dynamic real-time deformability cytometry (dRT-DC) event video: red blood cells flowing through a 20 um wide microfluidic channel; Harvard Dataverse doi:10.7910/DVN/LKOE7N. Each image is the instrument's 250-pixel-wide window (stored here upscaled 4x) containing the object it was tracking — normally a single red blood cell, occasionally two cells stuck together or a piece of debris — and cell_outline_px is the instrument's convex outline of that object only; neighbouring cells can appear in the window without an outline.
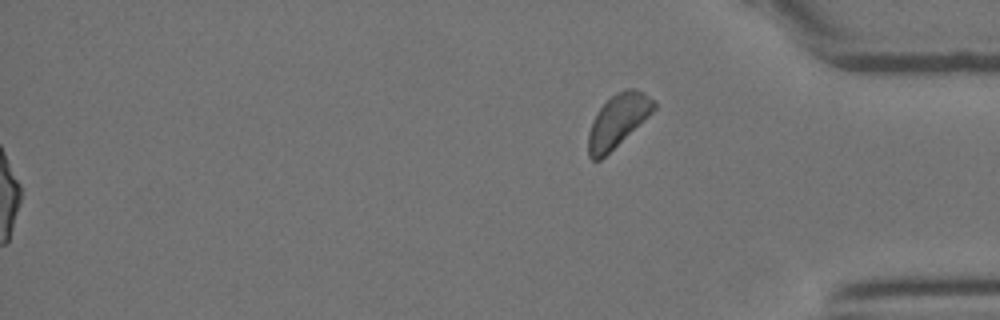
{"species": "Egyptian fruit bat (a non-hibernating species)", "species_latin": "Rousettus aegyptiacus", "temperature_condition": "room temperature", "stored_images_in_passage": 33, "segment_of_instrument_passage": [2, 2], "camera_frame_rate_fps": 3000, "um_per_image_px": 0.085, "animal": {"sex": "female"}, "frame": {"image": 1, "passage_image": 33, "time_ms": 10.667, "image_size_px": [1000, 320], "cell_outline_px": [[656, 108], [648, 116], [600, 160], [592, 160], [588, 156], [588, 132], [592, 120], [596, 112], [616, 92], [624, 88], [636, 88], [644, 92], [656, 100]], "centroid_in_image_um": [52.51, 10.22], "position_along_channel_um": 382.7, "area_um2": 20.06}}